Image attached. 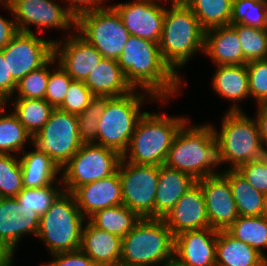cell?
<instances>
[{"label":"cell","mask_w":267,"mask_h":266,"mask_svg":"<svg viewBox=\"0 0 267 266\" xmlns=\"http://www.w3.org/2000/svg\"><path fill=\"white\" fill-rule=\"evenodd\" d=\"M73 195L81 214L88 219L97 211L123 205L118 171L101 180L78 187Z\"/></svg>","instance_id":"cell-21"},{"label":"cell","mask_w":267,"mask_h":266,"mask_svg":"<svg viewBox=\"0 0 267 266\" xmlns=\"http://www.w3.org/2000/svg\"><path fill=\"white\" fill-rule=\"evenodd\" d=\"M54 259L45 266H97L81 249L52 254Z\"/></svg>","instance_id":"cell-45"},{"label":"cell","mask_w":267,"mask_h":266,"mask_svg":"<svg viewBox=\"0 0 267 266\" xmlns=\"http://www.w3.org/2000/svg\"><path fill=\"white\" fill-rule=\"evenodd\" d=\"M73 33V35H66L63 42L54 41V56L59 60L57 64L73 80L84 81L103 56L78 32L75 34V29Z\"/></svg>","instance_id":"cell-17"},{"label":"cell","mask_w":267,"mask_h":266,"mask_svg":"<svg viewBox=\"0 0 267 266\" xmlns=\"http://www.w3.org/2000/svg\"><path fill=\"white\" fill-rule=\"evenodd\" d=\"M164 165L190 174L195 180L221 174L213 169L219 165L213 126H189L185 122L168 150Z\"/></svg>","instance_id":"cell-2"},{"label":"cell","mask_w":267,"mask_h":266,"mask_svg":"<svg viewBox=\"0 0 267 266\" xmlns=\"http://www.w3.org/2000/svg\"><path fill=\"white\" fill-rule=\"evenodd\" d=\"M75 31L103 56L117 60L131 36L117 11L106 8L84 13L76 19Z\"/></svg>","instance_id":"cell-10"},{"label":"cell","mask_w":267,"mask_h":266,"mask_svg":"<svg viewBox=\"0 0 267 266\" xmlns=\"http://www.w3.org/2000/svg\"><path fill=\"white\" fill-rule=\"evenodd\" d=\"M109 98L95 96L88 107L76 115L78 133L83 144H97L98 121Z\"/></svg>","instance_id":"cell-39"},{"label":"cell","mask_w":267,"mask_h":266,"mask_svg":"<svg viewBox=\"0 0 267 266\" xmlns=\"http://www.w3.org/2000/svg\"><path fill=\"white\" fill-rule=\"evenodd\" d=\"M12 111L32 137L49 120L53 107L45 99L17 98Z\"/></svg>","instance_id":"cell-33"},{"label":"cell","mask_w":267,"mask_h":266,"mask_svg":"<svg viewBox=\"0 0 267 266\" xmlns=\"http://www.w3.org/2000/svg\"><path fill=\"white\" fill-rule=\"evenodd\" d=\"M196 182L190 174L161 165L155 195V218L163 219Z\"/></svg>","instance_id":"cell-25"},{"label":"cell","mask_w":267,"mask_h":266,"mask_svg":"<svg viewBox=\"0 0 267 266\" xmlns=\"http://www.w3.org/2000/svg\"><path fill=\"white\" fill-rule=\"evenodd\" d=\"M123 205L140 218H155L160 166L137 165L121 159L118 166Z\"/></svg>","instance_id":"cell-12"},{"label":"cell","mask_w":267,"mask_h":266,"mask_svg":"<svg viewBox=\"0 0 267 266\" xmlns=\"http://www.w3.org/2000/svg\"><path fill=\"white\" fill-rule=\"evenodd\" d=\"M12 261H13L12 254L5 251H0V266H13Z\"/></svg>","instance_id":"cell-50"},{"label":"cell","mask_w":267,"mask_h":266,"mask_svg":"<svg viewBox=\"0 0 267 266\" xmlns=\"http://www.w3.org/2000/svg\"><path fill=\"white\" fill-rule=\"evenodd\" d=\"M265 156L267 157V146L265 148Z\"/></svg>","instance_id":"cell-58"},{"label":"cell","mask_w":267,"mask_h":266,"mask_svg":"<svg viewBox=\"0 0 267 266\" xmlns=\"http://www.w3.org/2000/svg\"><path fill=\"white\" fill-rule=\"evenodd\" d=\"M141 218L125 205L97 211L88 220L97 228L123 238Z\"/></svg>","instance_id":"cell-30"},{"label":"cell","mask_w":267,"mask_h":266,"mask_svg":"<svg viewBox=\"0 0 267 266\" xmlns=\"http://www.w3.org/2000/svg\"><path fill=\"white\" fill-rule=\"evenodd\" d=\"M174 236L163 219L141 218L122 238L120 263L166 266L173 259Z\"/></svg>","instance_id":"cell-5"},{"label":"cell","mask_w":267,"mask_h":266,"mask_svg":"<svg viewBox=\"0 0 267 266\" xmlns=\"http://www.w3.org/2000/svg\"><path fill=\"white\" fill-rule=\"evenodd\" d=\"M187 120L145 111L122 159L137 165H164L175 136Z\"/></svg>","instance_id":"cell-3"},{"label":"cell","mask_w":267,"mask_h":266,"mask_svg":"<svg viewBox=\"0 0 267 266\" xmlns=\"http://www.w3.org/2000/svg\"><path fill=\"white\" fill-rule=\"evenodd\" d=\"M5 107L6 104H0V154L19 153L28 140L33 143V137L13 112L3 114Z\"/></svg>","instance_id":"cell-34"},{"label":"cell","mask_w":267,"mask_h":266,"mask_svg":"<svg viewBox=\"0 0 267 266\" xmlns=\"http://www.w3.org/2000/svg\"><path fill=\"white\" fill-rule=\"evenodd\" d=\"M57 69L50 71L45 100L53 107L59 108L63 103L67 94L68 88L73 79L68 73L58 64Z\"/></svg>","instance_id":"cell-42"},{"label":"cell","mask_w":267,"mask_h":266,"mask_svg":"<svg viewBox=\"0 0 267 266\" xmlns=\"http://www.w3.org/2000/svg\"><path fill=\"white\" fill-rule=\"evenodd\" d=\"M135 90L110 97L98 121L97 144L114 149L121 155L127 150L136 125L144 114L139 112L146 98L144 94L147 93L150 99H157L149 92L140 94Z\"/></svg>","instance_id":"cell-8"},{"label":"cell","mask_w":267,"mask_h":266,"mask_svg":"<svg viewBox=\"0 0 267 266\" xmlns=\"http://www.w3.org/2000/svg\"><path fill=\"white\" fill-rule=\"evenodd\" d=\"M35 150L24 153L19 159L22 167L23 187L42 188L57 182V176L62 171L55 162L33 145Z\"/></svg>","instance_id":"cell-28"},{"label":"cell","mask_w":267,"mask_h":266,"mask_svg":"<svg viewBox=\"0 0 267 266\" xmlns=\"http://www.w3.org/2000/svg\"><path fill=\"white\" fill-rule=\"evenodd\" d=\"M3 6L14 14L18 32L34 33L28 26L31 24L41 32L49 27L70 32L75 29L76 19L53 0H9Z\"/></svg>","instance_id":"cell-13"},{"label":"cell","mask_w":267,"mask_h":266,"mask_svg":"<svg viewBox=\"0 0 267 266\" xmlns=\"http://www.w3.org/2000/svg\"><path fill=\"white\" fill-rule=\"evenodd\" d=\"M233 0H188L187 6L206 31L215 27L229 26Z\"/></svg>","instance_id":"cell-32"},{"label":"cell","mask_w":267,"mask_h":266,"mask_svg":"<svg viewBox=\"0 0 267 266\" xmlns=\"http://www.w3.org/2000/svg\"><path fill=\"white\" fill-rule=\"evenodd\" d=\"M256 190L267 192V157L247 162L236 169Z\"/></svg>","instance_id":"cell-44"},{"label":"cell","mask_w":267,"mask_h":266,"mask_svg":"<svg viewBox=\"0 0 267 266\" xmlns=\"http://www.w3.org/2000/svg\"><path fill=\"white\" fill-rule=\"evenodd\" d=\"M205 30L187 5L166 8L159 50L165 63L177 74L196 52L204 51ZM203 50V51H202Z\"/></svg>","instance_id":"cell-4"},{"label":"cell","mask_w":267,"mask_h":266,"mask_svg":"<svg viewBox=\"0 0 267 266\" xmlns=\"http://www.w3.org/2000/svg\"><path fill=\"white\" fill-rule=\"evenodd\" d=\"M254 1L267 3V0H254Z\"/></svg>","instance_id":"cell-56"},{"label":"cell","mask_w":267,"mask_h":266,"mask_svg":"<svg viewBox=\"0 0 267 266\" xmlns=\"http://www.w3.org/2000/svg\"><path fill=\"white\" fill-rule=\"evenodd\" d=\"M9 0H0V3L3 5L4 3L8 2Z\"/></svg>","instance_id":"cell-55"},{"label":"cell","mask_w":267,"mask_h":266,"mask_svg":"<svg viewBox=\"0 0 267 266\" xmlns=\"http://www.w3.org/2000/svg\"><path fill=\"white\" fill-rule=\"evenodd\" d=\"M95 96L83 81L73 80L59 109L71 114H80Z\"/></svg>","instance_id":"cell-43"},{"label":"cell","mask_w":267,"mask_h":266,"mask_svg":"<svg viewBox=\"0 0 267 266\" xmlns=\"http://www.w3.org/2000/svg\"><path fill=\"white\" fill-rule=\"evenodd\" d=\"M122 238L95 227L89 220L82 227L80 249L97 266H115L120 263Z\"/></svg>","instance_id":"cell-22"},{"label":"cell","mask_w":267,"mask_h":266,"mask_svg":"<svg viewBox=\"0 0 267 266\" xmlns=\"http://www.w3.org/2000/svg\"><path fill=\"white\" fill-rule=\"evenodd\" d=\"M202 189L210 227L227 230L239 217L229 181L222 175H212L196 182Z\"/></svg>","instance_id":"cell-16"},{"label":"cell","mask_w":267,"mask_h":266,"mask_svg":"<svg viewBox=\"0 0 267 266\" xmlns=\"http://www.w3.org/2000/svg\"><path fill=\"white\" fill-rule=\"evenodd\" d=\"M249 93L258 105L267 101V59L252 60L246 64Z\"/></svg>","instance_id":"cell-41"},{"label":"cell","mask_w":267,"mask_h":266,"mask_svg":"<svg viewBox=\"0 0 267 266\" xmlns=\"http://www.w3.org/2000/svg\"><path fill=\"white\" fill-rule=\"evenodd\" d=\"M56 58L53 55L43 66L33 70L24 76L16 85L14 92L18 93L17 98L45 99L47 83L50 75L48 66L53 65Z\"/></svg>","instance_id":"cell-38"},{"label":"cell","mask_w":267,"mask_h":266,"mask_svg":"<svg viewBox=\"0 0 267 266\" xmlns=\"http://www.w3.org/2000/svg\"><path fill=\"white\" fill-rule=\"evenodd\" d=\"M55 184L52 183L42 188H23L15 198L23 207H27L28 210L36 212L41 217L64 190V188L59 189L58 183Z\"/></svg>","instance_id":"cell-37"},{"label":"cell","mask_w":267,"mask_h":266,"mask_svg":"<svg viewBox=\"0 0 267 266\" xmlns=\"http://www.w3.org/2000/svg\"><path fill=\"white\" fill-rule=\"evenodd\" d=\"M1 50L12 79L18 83L54 55V40L39 38L34 33L17 32Z\"/></svg>","instance_id":"cell-14"},{"label":"cell","mask_w":267,"mask_h":266,"mask_svg":"<svg viewBox=\"0 0 267 266\" xmlns=\"http://www.w3.org/2000/svg\"><path fill=\"white\" fill-rule=\"evenodd\" d=\"M217 141L219 164L230 163L229 169L258 160L265 156V147L256 119L243 111H227L222 119L219 134L213 127Z\"/></svg>","instance_id":"cell-6"},{"label":"cell","mask_w":267,"mask_h":266,"mask_svg":"<svg viewBox=\"0 0 267 266\" xmlns=\"http://www.w3.org/2000/svg\"><path fill=\"white\" fill-rule=\"evenodd\" d=\"M83 82L99 97H118L134 90L117 60L110 58H102Z\"/></svg>","instance_id":"cell-23"},{"label":"cell","mask_w":267,"mask_h":266,"mask_svg":"<svg viewBox=\"0 0 267 266\" xmlns=\"http://www.w3.org/2000/svg\"><path fill=\"white\" fill-rule=\"evenodd\" d=\"M65 1L69 2L68 5L65 4L66 9L75 19H77L80 15L84 13L106 8L105 6L104 7L102 6L105 0H65Z\"/></svg>","instance_id":"cell-47"},{"label":"cell","mask_w":267,"mask_h":266,"mask_svg":"<svg viewBox=\"0 0 267 266\" xmlns=\"http://www.w3.org/2000/svg\"><path fill=\"white\" fill-rule=\"evenodd\" d=\"M163 220L173 236L188 230L210 227L201 187L196 183L177 201Z\"/></svg>","instance_id":"cell-20"},{"label":"cell","mask_w":267,"mask_h":266,"mask_svg":"<svg viewBox=\"0 0 267 266\" xmlns=\"http://www.w3.org/2000/svg\"><path fill=\"white\" fill-rule=\"evenodd\" d=\"M18 32L16 23L0 15V49H3Z\"/></svg>","instance_id":"cell-48"},{"label":"cell","mask_w":267,"mask_h":266,"mask_svg":"<svg viewBox=\"0 0 267 266\" xmlns=\"http://www.w3.org/2000/svg\"><path fill=\"white\" fill-rule=\"evenodd\" d=\"M212 80L216 93L227 100H233L234 105L228 111H243L236 102L250 96L246 64L218 65Z\"/></svg>","instance_id":"cell-27"},{"label":"cell","mask_w":267,"mask_h":266,"mask_svg":"<svg viewBox=\"0 0 267 266\" xmlns=\"http://www.w3.org/2000/svg\"><path fill=\"white\" fill-rule=\"evenodd\" d=\"M216 266H267V259L226 230H220L216 241Z\"/></svg>","instance_id":"cell-26"},{"label":"cell","mask_w":267,"mask_h":266,"mask_svg":"<svg viewBox=\"0 0 267 266\" xmlns=\"http://www.w3.org/2000/svg\"><path fill=\"white\" fill-rule=\"evenodd\" d=\"M265 33L267 35V17H266V22H265V27H264Z\"/></svg>","instance_id":"cell-54"},{"label":"cell","mask_w":267,"mask_h":266,"mask_svg":"<svg viewBox=\"0 0 267 266\" xmlns=\"http://www.w3.org/2000/svg\"><path fill=\"white\" fill-rule=\"evenodd\" d=\"M235 239L240 240L262 254L267 249V216H239L226 230Z\"/></svg>","instance_id":"cell-31"},{"label":"cell","mask_w":267,"mask_h":266,"mask_svg":"<svg viewBox=\"0 0 267 266\" xmlns=\"http://www.w3.org/2000/svg\"><path fill=\"white\" fill-rule=\"evenodd\" d=\"M150 1L157 3V4L158 3L160 4V1H162V0H150ZM169 1L172 2L171 3L172 6L187 5V3H188V0H169Z\"/></svg>","instance_id":"cell-51"},{"label":"cell","mask_w":267,"mask_h":266,"mask_svg":"<svg viewBox=\"0 0 267 266\" xmlns=\"http://www.w3.org/2000/svg\"><path fill=\"white\" fill-rule=\"evenodd\" d=\"M218 230L207 227L174 236L173 258L186 266H216Z\"/></svg>","instance_id":"cell-19"},{"label":"cell","mask_w":267,"mask_h":266,"mask_svg":"<svg viewBox=\"0 0 267 266\" xmlns=\"http://www.w3.org/2000/svg\"><path fill=\"white\" fill-rule=\"evenodd\" d=\"M32 145L48 155L62 170L83 145L77 116L54 108L49 120L34 135Z\"/></svg>","instance_id":"cell-11"},{"label":"cell","mask_w":267,"mask_h":266,"mask_svg":"<svg viewBox=\"0 0 267 266\" xmlns=\"http://www.w3.org/2000/svg\"><path fill=\"white\" fill-rule=\"evenodd\" d=\"M131 36L159 43L166 7L150 0H134L111 5Z\"/></svg>","instance_id":"cell-15"},{"label":"cell","mask_w":267,"mask_h":266,"mask_svg":"<svg viewBox=\"0 0 267 266\" xmlns=\"http://www.w3.org/2000/svg\"><path fill=\"white\" fill-rule=\"evenodd\" d=\"M204 52L218 65H242L248 62L237 32L229 25L205 31Z\"/></svg>","instance_id":"cell-24"},{"label":"cell","mask_w":267,"mask_h":266,"mask_svg":"<svg viewBox=\"0 0 267 266\" xmlns=\"http://www.w3.org/2000/svg\"><path fill=\"white\" fill-rule=\"evenodd\" d=\"M121 159L122 155L114 149L96 143L83 144L62 168L64 191L73 193L84 184L115 174Z\"/></svg>","instance_id":"cell-9"},{"label":"cell","mask_w":267,"mask_h":266,"mask_svg":"<svg viewBox=\"0 0 267 266\" xmlns=\"http://www.w3.org/2000/svg\"><path fill=\"white\" fill-rule=\"evenodd\" d=\"M166 266H186L179 261L175 260L174 258L166 264Z\"/></svg>","instance_id":"cell-52"},{"label":"cell","mask_w":267,"mask_h":266,"mask_svg":"<svg viewBox=\"0 0 267 266\" xmlns=\"http://www.w3.org/2000/svg\"><path fill=\"white\" fill-rule=\"evenodd\" d=\"M265 199V215L267 216V192L264 194Z\"/></svg>","instance_id":"cell-53"},{"label":"cell","mask_w":267,"mask_h":266,"mask_svg":"<svg viewBox=\"0 0 267 266\" xmlns=\"http://www.w3.org/2000/svg\"><path fill=\"white\" fill-rule=\"evenodd\" d=\"M17 83L12 79L8 70L7 60L0 49V104H7L13 96Z\"/></svg>","instance_id":"cell-46"},{"label":"cell","mask_w":267,"mask_h":266,"mask_svg":"<svg viewBox=\"0 0 267 266\" xmlns=\"http://www.w3.org/2000/svg\"><path fill=\"white\" fill-rule=\"evenodd\" d=\"M238 35L244 59H267V35L264 28H255L241 23L230 25Z\"/></svg>","instance_id":"cell-35"},{"label":"cell","mask_w":267,"mask_h":266,"mask_svg":"<svg viewBox=\"0 0 267 266\" xmlns=\"http://www.w3.org/2000/svg\"><path fill=\"white\" fill-rule=\"evenodd\" d=\"M221 174L229 181L239 216L265 215L263 193L253 188L236 169H226Z\"/></svg>","instance_id":"cell-29"},{"label":"cell","mask_w":267,"mask_h":266,"mask_svg":"<svg viewBox=\"0 0 267 266\" xmlns=\"http://www.w3.org/2000/svg\"><path fill=\"white\" fill-rule=\"evenodd\" d=\"M117 62L134 89L141 88L161 101L176 95L183 83L165 63L159 43L154 41L130 36Z\"/></svg>","instance_id":"cell-1"},{"label":"cell","mask_w":267,"mask_h":266,"mask_svg":"<svg viewBox=\"0 0 267 266\" xmlns=\"http://www.w3.org/2000/svg\"><path fill=\"white\" fill-rule=\"evenodd\" d=\"M258 114L255 118L258 124L259 133L261 135L262 143L267 146V108L264 105H258Z\"/></svg>","instance_id":"cell-49"},{"label":"cell","mask_w":267,"mask_h":266,"mask_svg":"<svg viewBox=\"0 0 267 266\" xmlns=\"http://www.w3.org/2000/svg\"><path fill=\"white\" fill-rule=\"evenodd\" d=\"M40 216L19 204L15 197L0 198V248L14 256L24 234L37 235Z\"/></svg>","instance_id":"cell-18"},{"label":"cell","mask_w":267,"mask_h":266,"mask_svg":"<svg viewBox=\"0 0 267 266\" xmlns=\"http://www.w3.org/2000/svg\"><path fill=\"white\" fill-rule=\"evenodd\" d=\"M115 266H128V265H124V264H122V263H119V264H117V265H115Z\"/></svg>","instance_id":"cell-57"},{"label":"cell","mask_w":267,"mask_h":266,"mask_svg":"<svg viewBox=\"0 0 267 266\" xmlns=\"http://www.w3.org/2000/svg\"><path fill=\"white\" fill-rule=\"evenodd\" d=\"M23 188L19 159L13 154H0V198L16 197Z\"/></svg>","instance_id":"cell-36"},{"label":"cell","mask_w":267,"mask_h":266,"mask_svg":"<svg viewBox=\"0 0 267 266\" xmlns=\"http://www.w3.org/2000/svg\"><path fill=\"white\" fill-rule=\"evenodd\" d=\"M267 3L254 0H233L230 25L241 23L255 28H264Z\"/></svg>","instance_id":"cell-40"},{"label":"cell","mask_w":267,"mask_h":266,"mask_svg":"<svg viewBox=\"0 0 267 266\" xmlns=\"http://www.w3.org/2000/svg\"><path fill=\"white\" fill-rule=\"evenodd\" d=\"M85 221L73 193L63 192L40 217L37 237L52 254L79 250Z\"/></svg>","instance_id":"cell-7"}]
</instances>
